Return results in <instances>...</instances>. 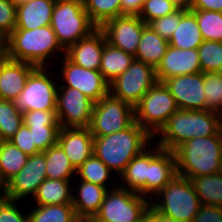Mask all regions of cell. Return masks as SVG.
Masks as SVG:
<instances>
[{
	"label": "cell",
	"instance_id": "1",
	"mask_svg": "<svg viewBox=\"0 0 222 222\" xmlns=\"http://www.w3.org/2000/svg\"><path fill=\"white\" fill-rule=\"evenodd\" d=\"M221 129L222 115L217 112L178 109L153 137V141L162 149L174 151L192 138L216 135Z\"/></svg>",
	"mask_w": 222,
	"mask_h": 222
},
{
	"label": "cell",
	"instance_id": "2",
	"mask_svg": "<svg viewBox=\"0 0 222 222\" xmlns=\"http://www.w3.org/2000/svg\"><path fill=\"white\" fill-rule=\"evenodd\" d=\"M152 142L153 137L134 122L123 131L93 136V153L118 177L127 164Z\"/></svg>",
	"mask_w": 222,
	"mask_h": 222
},
{
	"label": "cell",
	"instance_id": "3",
	"mask_svg": "<svg viewBox=\"0 0 222 222\" xmlns=\"http://www.w3.org/2000/svg\"><path fill=\"white\" fill-rule=\"evenodd\" d=\"M2 49L7 58L37 67H48V60L52 56L60 58L59 52H62L61 56L65 55L50 25L33 30L14 29L2 42Z\"/></svg>",
	"mask_w": 222,
	"mask_h": 222
},
{
	"label": "cell",
	"instance_id": "4",
	"mask_svg": "<svg viewBox=\"0 0 222 222\" xmlns=\"http://www.w3.org/2000/svg\"><path fill=\"white\" fill-rule=\"evenodd\" d=\"M173 152L180 176L191 179L218 173L222 158V129L216 135L192 138Z\"/></svg>",
	"mask_w": 222,
	"mask_h": 222
},
{
	"label": "cell",
	"instance_id": "5",
	"mask_svg": "<svg viewBox=\"0 0 222 222\" xmlns=\"http://www.w3.org/2000/svg\"><path fill=\"white\" fill-rule=\"evenodd\" d=\"M150 206L173 220L192 222L201 204L190 179L177 174L150 199Z\"/></svg>",
	"mask_w": 222,
	"mask_h": 222
},
{
	"label": "cell",
	"instance_id": "6",
	"mask_svg": "<svg viewBox=\"0 0 222 222\" xmlns=\"http://www.w3.org/2000/svg\"><path fill=\"white\" fill-rule=\"evenodd\" d=\"M50 26L65 51L97 29L86 13L82 0H56Z\"/></svg>",
	"mask_w": 222,
	"mask_h": 222
},
{
	"label": "cell",
	"instance_id": "7",
	"mask_svg": "<svg viewBox=\"0 0 222 222\" xmlns=\"http://www.w3.org/2000/svg\"><path fill=\"white\" fill-rule=\"evenodd\" d=\"M178 109L169 89L157 81L134 106L135 122L154 137Z\"/></svg>",
	"mask_w": 222,
	"mask_h": 222
},
{
	"label": "cell",
	"instance_id": "8",
	"mask_svg": "<svg viewBox=\"0 0 222 222\" xmlns=\"http://www.w3.org/2000/svg\"><path fill=\"white\" fill-rule=\"evenodd\" d=\"M150 207V200L117 185L108 189L95 222H139Z\"/></svg>",
	"mask_w": 222,
	"mask_h": 222
},
{
	"label": "cell",
	"instance_id": "9",
	"mask_svg": "<svg viewBox=\"0 0 222 222\" xmlns=\"http://www.w3.org/2000/svg\"><path fill=\"white\" fill-rule=\"evenodd\" d=\"M134 122V107L109 93L94 102L89 129L93 136H106L123 131Z\"/></svg>",
	"mask_w": 222,
	"mask_h": 222
},
{
	"label": "cell",
	"instance_id": "10",
	"mask_svg": "<svg viewBox=\"0 0 222 222\" xmlns=\"http://www.w3.org/2000/svg\"><path fill=\"white\" fill-rule=\"evenodd\" d=\"M48 67H37L14 104L22 113L34 110H56L58 84L51 78ZM48 70V71H47ZM54 79V80H53Z\"/></svg>",
	"mask_w": 222,
	"mask_h": 222
},
{
	"label": "cell",
	"instance_id": "11",
	"mask_svg": "<svg viewBox=\"0 0 222 222\" xmlns=\"http://www.w3.org/2000/svg\"><path fill=\"white\" fill-rule=\"evenodd\" d=\"M156 82L155 68L134 59L121 75L109 83V93L134 107Z\"/></svg>",
	"mask_w": 222,
	"mask_h": 222
},
{
	"label": "cell",
	"instance_id": "12",
	"mask_svg": "<svg viewBox=\"0 0 222 222\" xmlns=\"http://www.w3.org/2000/svg\"><path fill=\"white\" fill-rule=\"evenodd\" d=\"M94 101L77 89L58 87L56 113L61 127H89Z\"/></svg>",
	"mask_w": 222,
	"mask_h": 222
},
{
	"label": "cell",
	"instance_id": "13",
	"mask_svg": "<svg viewBox=\"0 0 222 222\" xmlns=\"http://www.w3.org/2000/svg\"><path fill=\"white\" fill-rule=\"evenodd\" d=\"M45 179V155L42 152L30 155L22 169L3 186V196L21 202L30 195L33 198Z\"/></svg>",
	"mask_w": 222,
	"mask_h": 222
},
{
	"label": "cell",
	"instance_id": "14",
	"mask_svg": "<svg viewBox=\"0 0 222 222\" xmlns=\"http://www.w3.org/2000/svg\"><path fill=\"white\" fill-rule=\"evenodd\" d=\"M63 64L61 77L63 83L58 87H71L79 90L94 102L99 101L109 94V82L99 70H90L71 62L65 55L62 56Z\"/></svg>",
	"mask_w": 222,
	"mask_h": 222
},
{
	"label": "cell",
	"instance_id": "15",
	"mask_svg": "<svg viewBox=\"0 0 222 222\" xmlns=\"http://www.w3.org/2000/svg\"><path fill=\"white\" fill-rule=\"evenodd\" d=\"M146 25L138 15L124 14L107 21L100 29L109 44L135 56Z\"/></svg>",
	"mask_w": 222,
	"mask_h": 222
},
{
	"label": "cell",
	"instance_id": "16",
	"mask_svg": "<svg viewBox=\"0 0 222 222\" xmlns=\"http://www.w3.org/2000/svg\"><path fill=\"white\" fill-rule=\"evenodd\" d=\"M151 149V150H150ZM177 175L176 158L173 151L162 149L154 141L148 146V178L146 198L152 199Z\"/></svg>",
	"mask_w": 222,
	"mask_h": 222
},
{
	"label": "cell",
	"instance_id": "17",
	"mask_svg": "<svg viewBox=\"0 0 222 222\" xmlns=\"http://www.w3.org/2000/svg\"><path fill=\"white\" fill-rule=\"evenodd\" d=\"M163 83L174 97L179 109L206 110L203 72L167 78Z\"/></svg>",
	"mask_w": 222,
	"mask_h": 222
},
{
	"label": "cell",
	"instance_id": "18",
	"mask_svg": "<svg viewBox=\"0 0 222 222\" xmlns=\"http://www.w3.org/2000/svg\"><path fill=\"white\" fill-rule=\"evenodd\" d=\"M201 72L197 49H178L168 45L165 55L155 68L158 82L167 78Z\"/></svg>",
	"mask_w": 222,
	"mask_h": 222
},
{
	"label": "cell",
	"instance_id": "19",
	"mask_svg": "<svg viewBox=\"0 0 222 222\" xmlns=\"http://www.w3.org/2000/svg\"><path fill=\"white\" fill-rule=\"evenodd\" d=\"M37 66L0 54V99L14 101L24 89L29 75Z\"/></svg>",
	"mask_w": 222,
	"mask_h": 222
},
{
	"label": "cell",
	"instance_id": "20",
	"mask_svg": "<svg viewBox=\"0 0 222 222\" xmlns=\"http://www.w3.org/2000/svg\"><path fill=\"white\" fill-rule=\"evenodd\" d=\"M57 144L75 169L93 154V135L89 127H61Z\"/></svg>",
	"mask_w": 222,
	"mask_h": 222
},
{
	"label": "cell",
	"instance_id": "21",
	"mask_svg": "<svg viewBox=\"0 0 222 222\" xmlns=\"http://www.w3.org/2000/svg\"><path fill=\"white\" fill-rule=\"evenodd\" d=\"M106 41L104 32L97 28L89 36L71 45L65 51V56L78 66L90 70H99Z\"/></svg>",
	"mask_w": 222,
	"mask_h": 222
},
{
	"label": "cell",
	"instance_id": "22",
	"mask_svg": "<svg viewBox=\"0 0 222 222\" xmlns=\"http://www.w3.org/2000/svg\"><path fill=\"white\" fill-rule=\"evenodd\" d=\"M56 0H31L16 6V28L33 30L50 25Z\"/></svg>",
	"mask_w": 222,
	"mask_h": 222
},
{
	"label": "cell",
	"instance_id": "23",
	"mask_svg": "<svg viewBox=\"0 0 222 222\" xmlns=\"http://www.w3.org/2000/svg\"><path fill=\"white\" fill-rule=\"evenodd\" d=\"M78 188L72 195V206L74 207L77 217L94 218L98 213L100 206L104 200L107 188L96 185L94 183L80 180ZM75 194V195H74Z\"/></svg>",
	"mask_w": 222,
	"mask_h": 222
},
{
	"label": "cell",
	"instance_id": "24",
	"mask_svg": "<svg viewBox=\"0 0 222 222\" xmlns=\"http://www.w3.org/2000/svg\"><path fill=\"white\" fill-rule=\"evenodd\" d=\"M168 45L167 39L161 37L149 25H146L143 28L134 59L156 68L165 55Z\"/></svg>",
	"mask_w": 222,
	"mask_h": 222
},
{
	"label": "cell",
	"instance_id": "25",
	"mask_svg": "<svg viewBox=\"0 0 222 222\" xmlns=\"http://www.w3.org/2000/svg\"><path fill=\"white\" fill-rule=\"evenodd\" d=\"M146 178H148V147L127 164L118 178L122 180L117 184L146 197Z\"/></svg>",
	"mask_w": 222,
	"mask_h": 222
},
{
	"label": "cell",
	"instance_id": "26",
	"mask_svg": "<svg viewBox=\"0 0 222 222\" xmlns=\"http://www.w3.org/2000/svg\"><path fill=\"white\" fill-rule=\"evenodd\" d=\"M203 37L197 24L194 13L188 9L181 17L179 25L176 26L169 45L178 49H198L203 42Z\"/></svg>",
	"mask_w": 222,
	"mask_h": 222
},
{
	"label": "cell",
	"instance_id": "27",
	"mask_svg": "<svg viewBox=\"0 0 222 222\" xmlns=\"http://www.w3.org/2000/svg\"><path fill=\"white\" fill-rule=\"evenodd\" d=\"M71 182L70 180L45 179L32 200H35L33 202L36 205L72 204Z\"/></svg>",
	"mask_w": 222,
	"mask_h": 222
},
{
	"label": "cell",
	"instance_id": "28",
	"mask_svg": "<svg viewBox=\"0 0 222 222\" xmlns=\"http://www.w3.org/2000/svg\"><path fill=\"white\" fill-rule=\"evenodd\" d=\"M134 61V56L112 46L107 41L103 48L99 71L110 83L121 75Z\"/></svg>",
	"mask_w": 222,
	"mask_h": 222
},
{
	"label": "cell",
	"instance_id": "29",
	"mask_svg": "<svg viewBox=\"0 0 222 222\" xmlns=\"http://www.w3.org/2000/svg\"><path fill=\"white\" fill-rule=\"evenodd\" d=\"M29 155L10 141H0V184L4 186L26 164Z\"/></svg>",
	"mask_w": 222,
	"mask_h": 222
},
{
	"label": "cell",
	"instance_id": "30",
	"mask_svg": "<svg viewBox=\"0 0 222 222\" xmlns=\"http://www.w3.org/2000/svg\"><path fill=\"white\" fill-rule=\"evenodd\" d=\"M42 153L46 158V179L74 180L76 169L58 144Z\"/></svg>",
	"mask_w": 222,
	"mask_h": 222
},
{
	"label": "cell",
	"instance_id": "31",
	"mask_svg": "<svg viewBox=\"0 0 222 222\" xmlns=\"http://www.w3.org/2000/svg\"><path fill=\"white\" fill-rule=\"evenodd\" d=\"M195 193L201 205L222 207V174L215 173L207 176L191 178Z\"/></svg>",
	"mask_w": 222,
	"mask_h": 222
},
{
	"label": "cell",
	"instance_id": "32",
	"mask_svg": "<svg viewBox=\"0 0 222 222\" xmlns=\"http://www.w3.org/2000/svg\"><path fill=\"white\" fill-rule=\"evenodd\" d=\"M83 6L92 23L101 28L107 21L122 13V0H82Z\"/></svg>",
	"mask_w": 222,
	"mask_h": 222
},
{
	"label": "cell",
	"instance_id": "33",
	"mask_svg": "<svg viewBox=\"0 0 222 222\" xmlns=\"http://www.w3.org/2000/svg\"><path fill=\"white\" fill-rule=\"evenodd\" d=\"M112 174L113 172L93 153L78 169H76L75 176L79 177L78 180L111 189L118 185L116 183L112 184L110 181L108 182L110 177L113 176Z\"/></svg>",
	"mask_w": 222,
	"mask_h": 222
},
{
	"label": "cell",
	"instance_id": "34",
	"mask_svg": "<svg viewBox=\"0 0 222 222\" xmlns=\"http://www.w3.org/2000/svg\"><path fill=\"white\" fill-rule=\"evenodd\" d=\"M28 216L29 222H73L77 218L72 204L36 205Z\"/></svg>",
	"mask_w": 222,
	"mask_h": 222
},
{
	"label": "cell",
	"instance_id": "35",
	"mask_svg": "<svg viewBox=\"0 0 222 222\" xmlns=\"http://www.w3.org/2000/svg\"><path fill=\"white\" fill-rule=\"evenodd\" d=\"M23 124V113L14 101L0 99V141H9Z\"/></svg>",
	"mask_w": 222,
	"mask_h": 222
},
{
	"label": "cell",
	"instance_id": "36",
	"mask_svg": "<svg viewBox=\"0 0 222 222\" xmlns=\"http://www.w3.org/2000/svg\"><path fill=\"white\" fill-rule=\"evenodd\" d=\"M196 19L203 40L222 42V12L190 9Z\"/></svg>",
	"mask_w": 222,
	"mask_h": 222
},
{
	"label": "cell",
	"instance_id": "37",
	"mask_svg": "<svg viewBox=\"0 0 222 222\" xmlns=\"http://www.w3.org/2000/svg\"><path fill=\"white\" fill-rule=\"evenodd\" d=\"M197 51L201 72H222V42L204 40Z\"/></svg>",
	"mask_w": 222,
	"mask_h": 222
},
{
	"label": "cell",
	"instance_id": "38",
	"mask_svg": "<svg viewBox=\"0 0 222 222\" xmlns=\"http://www.w3.org/2000/svg\"><path fill=\"white\" fill-rule=\"evenodd\" d=\"M204 95L206 110L222 115V72L204 73Z\"/></svg>",
	"mask_w": 222,
	"mask_h": 222
},
{
	"label": "cell",
	"instance_id": "39",
	"mask_svg": "<svg viewBox=\"0 0 222 222\" xmlns=\"http://www.w3.org/2000/svg\"><path fill=\"white\" fill-rule=\"evenodd\" d=\"M180 6L175 0H144L138 16L148 25L155 19L173 13Z\"/></svg>",
	"mask_w": 222,
	"mask_h": 222
},
{
	"label": "cell",
	"instance_id": "40",
	"mask_svg": "<svg viewBox=\"0 0 222 222\" xmlns=\"http://www.w3.org/2000/svg\"><path fill=\"white\" fill-rule=\"evenodd\" d=\"M32 133L33 142L40 152L57 144L60 125H26Z\"/></svg>",
	"mask_w": 222,
	"mask_h": 222
},
{
	"label": "cell",
	"instance_id": "41",
	"mask_svg": "<svg viewBox=\"0 0 222 222\" xmlns=\"http://www.w3.org/2000/svg\"><path fill=\"white\" fill-rule=\"evenodd\" d=\"M187 6H180L173 13L151 21L148 25L161 37L169 40L179 25L182 15L188 10Z\"/></svg>",
	"mask_w": 222,
	"mask_h": 222
},
{
	"label": "cell",
	"instance_id": "42",
	"mask_svg": "<svg viewBox=\"0 0 222 222\" xmlns=\"http://www.w3.org/2000/svg\"><path fill=\"white\" fill-rule=\"evenodd\" d=\"M16 28V4L0 0V41L3 42Z\"/></svg>",
	"mask_w": 222,
	"mask_h": 222
},
{
	"label": "cell",
	"instance_id": "43",
	"mask_svg": "<svg viewBox=\"0 0 222 222\" xmlns=\"http://www.w3.org/2000/svg\"><path fill=\"white\" fill-rule=\"evenodd\" d=\"M19 202L4 196L0 198V222H29L28 214L19 209Z\"/></svg>",
	"mask_w": 222,
	"mask_h": 222
},
{
	"label": "cell",
	"instance_id": "44",
	"mask_svg": "<svg viewBox=\"0 0 222 222\" xmlns=\"http://www.w3.org/2000/svg\"><path fill=\"white\" fill-rule=\"evenodd\" d=\"M9 141L29 156L41 153L33 142L29 127L24 123Z\"/></svg>",
	"mask_w": 222,
	"mask_h": 222
},
{
	"label": "cell",
	"instance_id": "45",
	"mask_svg": "<svg viewBox=\"0 0 222 222\" xmlns=\"http://www.w3.org/2000/svg\"><path fill=\"white\" fill-rule=\"evenodd\" d=\"M25 125H60L56 110H34L23 113Z\"/></svg>",
	"mask_w": 222,
	"mask_h": 222
},
{
	"label": "cell",
	"instance_id": "46",
	"mask_svg": "<svg viewBox=\"0 0 222 222\" xmlns=\"http://www.w3.org/2000/svg\"><path fill=\"white\" fill-rule=\"evenodd\" d=\"M192 222H222V207L201 205Z\"/></svg>",
	"mask_w": 222,
	"mask_h": 222
},
{
	"label": "cell",
	"instance_id": "47",
	"mask_svg": "<svg viewBox=\"0 0 222 222\" xmlns=\"http://www.w3.org/2000/svg\"><path fill=\"white\" fill-rule=\"evenodd\" d=\"M188 8L222 12V0H191Z\"/></svg>",
	"mask_w": 222,
	"mask_h": 222
},
{
	"label": "cell",
	"instance_id": "48",
	"mask_svg": "<svg viewBox=\"0 0 222 222\" xmlns=\"http://www.w3.org/2000/svg\"><path fill=\"white\" fill-rule=\"evenodd\" d=\"M142 222H182L176 221L172 218L166 217L157 211H155L151 206L145 211Z\"/></svg>",
	"mask_w": 222,
	"mask_h": 222
},
{
	"label": "cell",
	"instance_id": "49",
	"mask_svg": "<svg viewBox=\"0 0 222 222\" xmlns=\"http://www.w3.org/2000/svg\"><path fill=\"white\" fill-rule=\"evenodd\" d=\"M144 0H122V13L128 15H138L142 9Z\"/></svg>",
	"mask_w": 222,
	"mask_h": 222
},
{
	"label": "cell",
	"instance_id": "50",
	"mask_svg": "<svg viewBox=\"0 0 222 222\" xmlns=\"http://www.w3.org/2000/svg\"><path fill=\"white\" fill-rule=\"evenodd\" d=\"M73 222H95L94 218L77 217Z\"/></svg>",
	"mask_w": 222,
	"mask_h": 222
},
{
	"label": "cell",
	"instance_id": "51",
	"mask_svg": "<svg viewBox=\"0 0 222 222\" xmlns=\"http://www.w3.org/2000/svg\"><path fill=\"white\" fill-rule=\"evenodd\" d=\"M177 3H179L181 6H189L191 0H175Z\"/></svg>",
	"mask_w": 222,
	"mask_h": 222
},
{
	"label": "cell",
	"instance_id": "52",
	"mask_svg": "<svg viewBox=\"0 0 222 222\" xmlns=\"http://www.w3.org/2000/svg\"><path fill=\"white\" fill-rule=\"evenodd\" d=\"M28 1H31V0H13V2L17 5H20V4H23L25 2H28Z\"/></svg>",
	"mask_w": 222,
	"mask_h": 222
},
{
	"label": "cell",
	"instance_id": "53",
	"mask_svg": "<svg viewBox=\"0 0 222 222\" xmlns=\"http://www.w3.org/2000/svg\"><path fill=\"white\" fill-rule=\"evenodd\" d=\"M0 190H1V192H0V198L3 196V186L0 184Z\"/></svg>",
	"mask_w": 222,
	"mask_h": 222
},
{
	"label": "cell",
	"instance_id": "54",
	"mask_svg": "<svg viewBox=\"0 0 222 222\" xmlns=\"http://www.w3.org/2000/svg\"><path fill=\"white\" fill-rule=\"evenodd\" d=\"M220 174H222V158H221V162H220V171H219Z\"/></svg>",
	"mask_w": 222,
	"mask_h": 222
},
{
	"label": "cell",
	"instance_id": "55",
	"mask_svg": "<svg viewBox=\"0 0 222 222\" xmlns=\"http://www.w3.org/2000/svg\"><path fill=\"white\" fill-rule=\"evenodd\" d=\"M3 52V49H2V42L0 41V54Z\"/></svg>",
	"mask_w": 222,
	"mask_h": 222
}]
</instances>
